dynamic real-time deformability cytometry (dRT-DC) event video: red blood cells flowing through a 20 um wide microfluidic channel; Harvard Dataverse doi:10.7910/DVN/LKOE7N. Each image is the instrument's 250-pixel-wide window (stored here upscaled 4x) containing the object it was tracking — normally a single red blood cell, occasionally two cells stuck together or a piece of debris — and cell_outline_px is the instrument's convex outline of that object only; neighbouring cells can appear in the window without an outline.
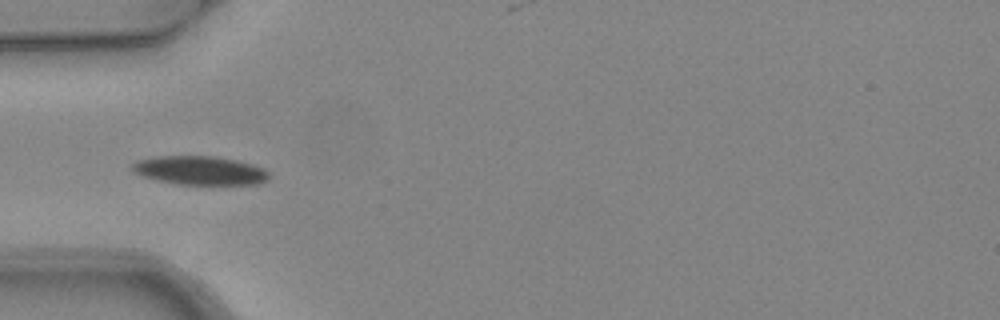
{"species": "common noctule bat (a hibernating species)", "species_latin": "Nyctalus noctula", "temperature_condition": "warm", "stored_images_in_passage": 6, "camera_frame_rate_fps": 3000, "um_per_image_px": 0.085, "animal": {"sex": "female", "body_mass_g": 24.6, "forearm_length_mm": 56.2}, "frame": {"image": 1, "passage_image": 5, "time_ms": 1.333, "image_size_px": [1000, 320], "cell_outline_px": [[268, 180], [260, 184], [176, 184], [156, 180], [140, 176], [132, 172], [132, 164], [136, 160], [156, 156], [216, 156], [236, 160], [252, 164], [264, 168], [268, 172]], "centroid_in_image_um": [16.96, 14.48], "position_along_channel_um": 68.0, "area_um2": 23.12}}